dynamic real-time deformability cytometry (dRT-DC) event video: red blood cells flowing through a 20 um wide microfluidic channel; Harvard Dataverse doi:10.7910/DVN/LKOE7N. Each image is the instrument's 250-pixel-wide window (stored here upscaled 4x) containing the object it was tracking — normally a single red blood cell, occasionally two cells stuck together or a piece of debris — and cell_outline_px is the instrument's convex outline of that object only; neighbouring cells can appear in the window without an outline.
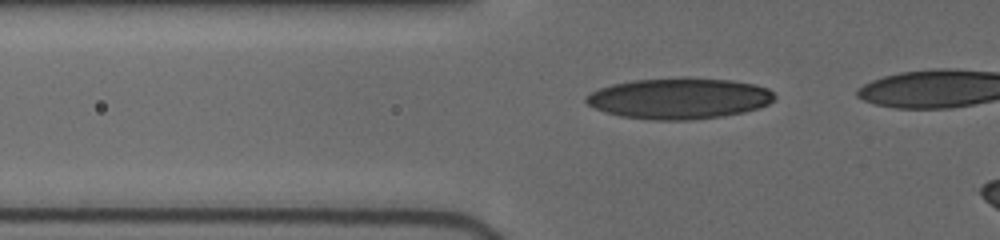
{"species": "human", "species_latin": "Homo sapiens", "temperature_condition": "cold", "stored_images_in_passage": 46, "camera_frame_rate_fps": 3000, "um_per_image_px": 0.085, "donor": {"sex": "female"}, "frame": {"image": 1, "passage_image": 18, "time_ms": 4.333, "image_size_px": [1000, 240], "cell_outline_px": [[776, 96], [768, 104], [744, 112], [720, 116], [688, 120], [656, 120], [620, 116], [604, 112], [588, 104], [584, 100], [584, 96], [600, 88], [612, 84], [632, 80], [684, 76], [732, 80], [756, 84], [768, 88]], "centroid_in_image_um": [57.72, 8.34], "position_along_channel_um": 68.1, "area_um2": 45.32}}
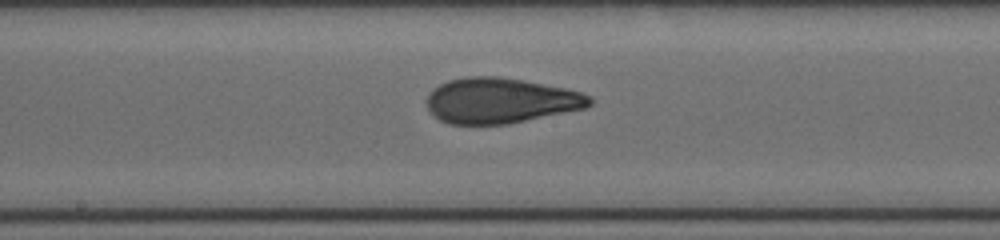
{"frame": {"image": 2, "passage_image": 30, "time_ms": 8.0, "image_size_px": [1000, 240], "cell_outline_px": [[592, 104], [584, 108], [508, 124], [448, 124], [440, 120], [428, 108], [424, 100], [432, 88], [448, 80], [464, 76], [496, 76], [520, 80], [564, 88], [580, 92], [588, 96], [592, 100]], "centroid_in_image_um": [42.47, 8.55], "position_along_channel_um": 205.7, "area_um2": 42.89}}
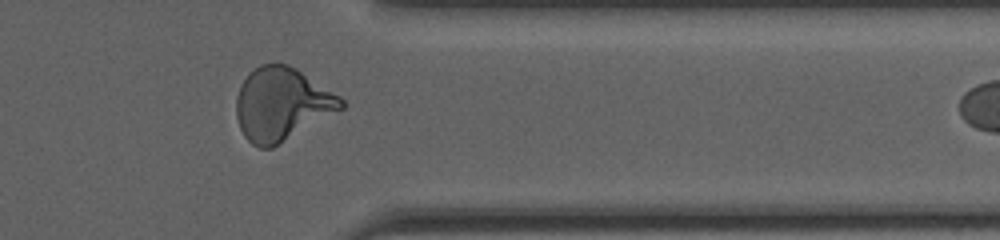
{"frame": {"image": 3, "passage_image": 44, "time_ms": 12.667, "image_size_px": [1000, 240], "cell_outline_px": [[344, 108], [272, 148], [260, 148], [252, 144], [244, 136], [240, 128], [236, 116], [236, 96], [240, 84], [248, 72], [260, 64], [276, 60], [288, 64], [296, 68], [340, 96], [344, 100]], "centroid_in_image_um": [23.92, 8.81], "position_along_channel_um": 387.5, "area_um2": 45.03}}